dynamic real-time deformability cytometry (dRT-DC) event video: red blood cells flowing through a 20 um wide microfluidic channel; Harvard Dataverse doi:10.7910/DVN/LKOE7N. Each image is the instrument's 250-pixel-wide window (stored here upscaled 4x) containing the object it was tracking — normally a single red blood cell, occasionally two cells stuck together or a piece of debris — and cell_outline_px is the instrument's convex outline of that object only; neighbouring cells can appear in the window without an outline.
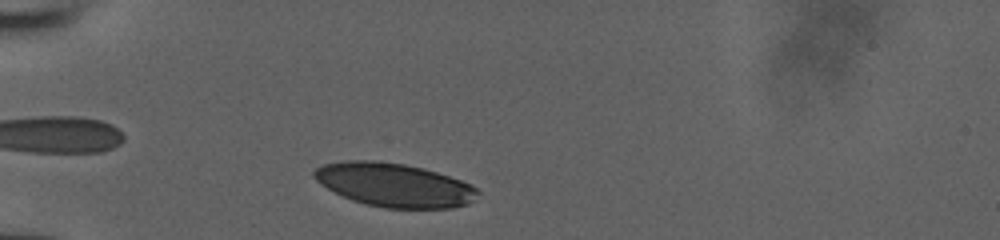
{"species": "human", "species_latin": "Homo sapiens", "temperature_condition": "room temperature", "stored_images_in_passage": 33, "camera_frame_rate_fps": 3000, "um_per_image_px": 0.085, "donor": {"sex": "male"}, "frame": {"image": 1, "passage_image": 2, "time_ms": 0.333, "image_size_px": [1000, 240], "cell_outline_px": [[480, 192], [468, 204], [452, 208], [384, 208], [364, 204], [352, 200], [320, 184], [312, 176], [312, 172], [316, 168], [324, 164], [344, 160], [376, 160], [404, 164], [424, 168], [472, 184]], "centroid_in_image_um": [33.49, 15.71], "position_along_channel_um": 51.5, "area_um2": 41.67}}
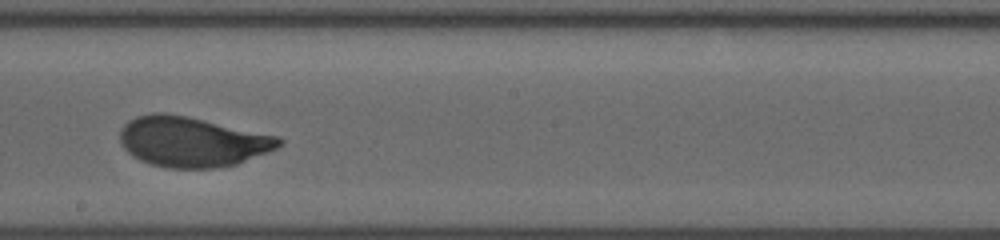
{"frame": {"image": 2, "passage_image": 17, "time_ms": 5.333, "image_size_px": [1000, 240], "cell_outline_px": [[284, 144], [268, 152], [236, 164], [216, 168], [168, 168], [148, 164], [132, 156], [120, 144], [120, 128], [128, 120], [136, 116], [152, 112], [164, 112], [188, 116], [280, 136], [284, 140]], "centroid_in_image_um": [16.32, 12.04], "position_along_channel_um": 231.9, "area_um2": 46.99}}
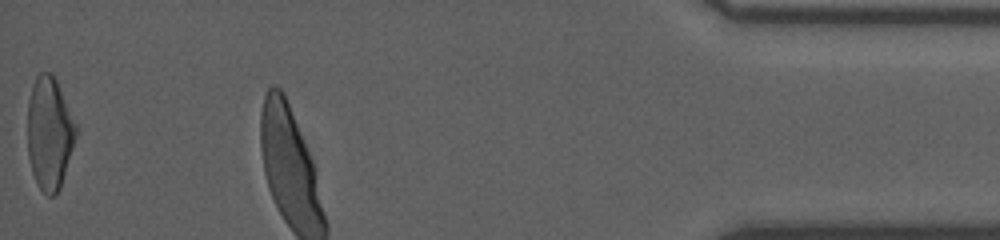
{"frame": {"image": 3, "passage_image": 33, "time_ms": 10.667, "image_size_px": [1000, 240], "cell_outline_px": [[76, 136], [60, 188], [52, 196], [48, 196], [40, 188], [32, 172], [28, 156], [28, 100], [32, 84], [36, 76], [40, 72], [52, 72], [56, 80], [76, 124]], "centroid_in_image_um": [4.18, 11.29], "position_along_channel_um": 431.0, "area_um2": 31.44}}